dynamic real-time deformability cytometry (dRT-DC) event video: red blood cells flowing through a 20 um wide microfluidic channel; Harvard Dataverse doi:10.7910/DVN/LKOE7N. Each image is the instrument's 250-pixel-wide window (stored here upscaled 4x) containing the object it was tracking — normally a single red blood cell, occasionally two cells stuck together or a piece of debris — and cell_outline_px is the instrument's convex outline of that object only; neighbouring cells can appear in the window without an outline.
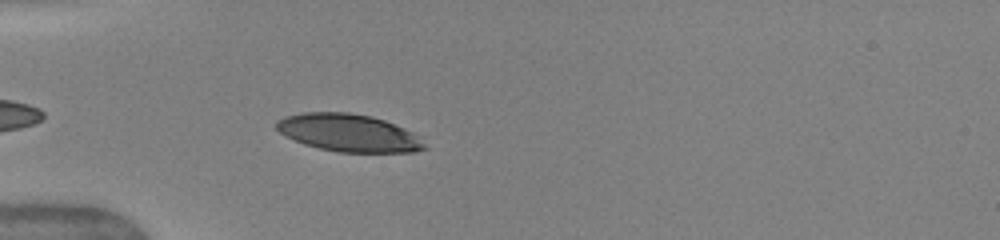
{"species": "human", "species_latin": "Homo sapiens", "temperature_condition": "warm", "stored_images_in_passage": 14, "camera_frame_rate_fps": 3000, "um_per_image_px": 0.085, "donor": {"sex": "female"}, "frame": {"image": 1, "passage_image": 11, "time_ms": 5.0, "image_size_px": [1000, 240], "cell_outline_px": [[428, 148], [416, 152], [336, 152], [304, 144], [280, 132], [276, 128], [276, 120], [284, 116], [304, 112], [348, 112], [372, 116], [384, 120], [404, 128], [412, 132]], "centroid_in_image_um": [29.62, 11.28], "position_along_channel_um": 55.4, "area_um2": 32.25}}